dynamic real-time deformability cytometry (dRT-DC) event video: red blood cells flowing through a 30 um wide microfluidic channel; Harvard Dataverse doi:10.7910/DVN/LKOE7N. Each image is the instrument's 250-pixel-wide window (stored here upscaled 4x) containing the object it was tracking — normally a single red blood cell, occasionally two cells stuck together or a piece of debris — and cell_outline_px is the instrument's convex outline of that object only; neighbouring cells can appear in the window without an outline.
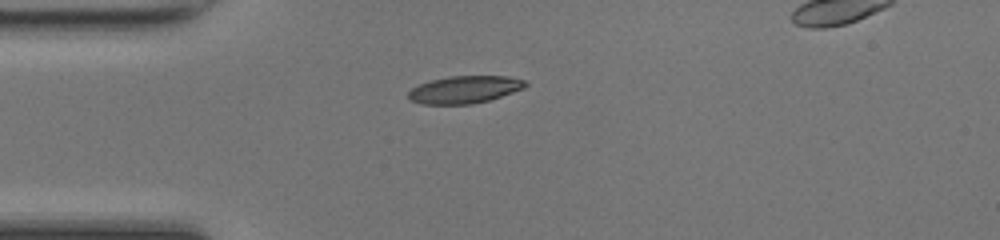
{"species": "common noctule bat (a hibernating species)", "species_latin": "Nyctalus noctula", "temperature_condition": "room temperature", "stored_images_in_passage": 34, "camera_frame_rate_fps": 3000, "um_per_image_px": 0.085, "animal": {"sex": "female", "body_mass_g": 17.0, "forearm_length_mm": 48.0}, "frame": {"image": 1, "passage_image": 1, "time_ms": 0.0, "image_size_px": [1000, 240], "cell_outline_px": [[528, 84], [524, 88], [488, 100], [472, 104], [420, 104], [412, 100], [408, 96], [408, 92], [412, 88], [420, 84], [432, 80], [452, 76], [508, 76], [524, 80]], "centroid_in_image_um": [39.49, 7.61], "position_along_channel_um": 45.5, "area_um2": 18.44}}
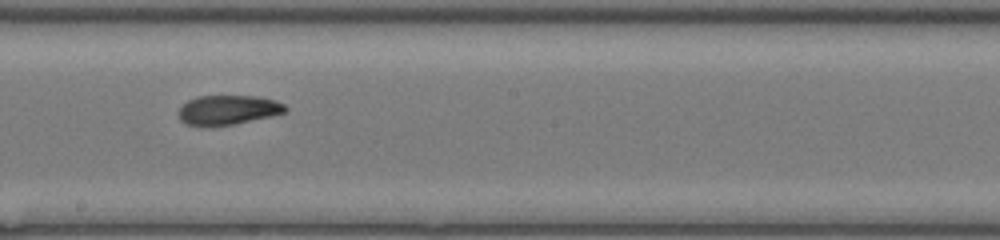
{"frame": {"image": 2, "passage_image": 15, "time_ms": 4.667, "image_size_px": [1000, 240], "cell_outline_px": [[288, 108], [284, 112], [272, 116], [232, 124], [188, 124], [180, 120], [180, 108], [188, 100], [200, 96], [256, 96], [276, 100], [284, 104]], "centroid_in_image_um": [19.45, 9.31], "position_along_channel_um": 228.8, "area_um2": 17.74}}
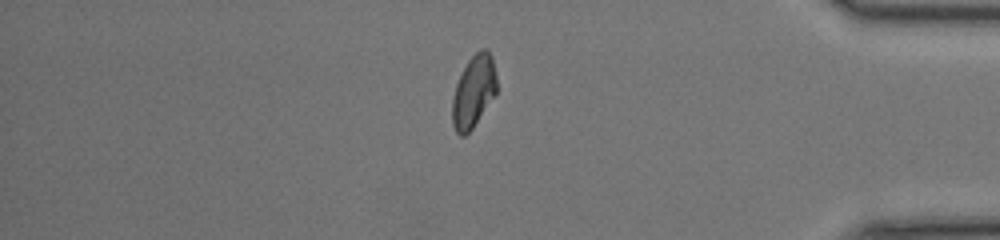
{"frame": {"image": 3, "passage_image": 29, "time_ms": 9.333, "image_size_px": [1000, 240], "cell_outline_px": [[496, 92], [472, 128], [464, 136], [460, 136], [456, 132], [452, 124], [452, 100], [456, 84], [468, 60], [480, 48], [484, 48], [492, 56], [496, 76]], "centroid_in_image_um": [40.24, 7.77], "position_along_channel_um": 395.0, "area_um2": 18.32}}